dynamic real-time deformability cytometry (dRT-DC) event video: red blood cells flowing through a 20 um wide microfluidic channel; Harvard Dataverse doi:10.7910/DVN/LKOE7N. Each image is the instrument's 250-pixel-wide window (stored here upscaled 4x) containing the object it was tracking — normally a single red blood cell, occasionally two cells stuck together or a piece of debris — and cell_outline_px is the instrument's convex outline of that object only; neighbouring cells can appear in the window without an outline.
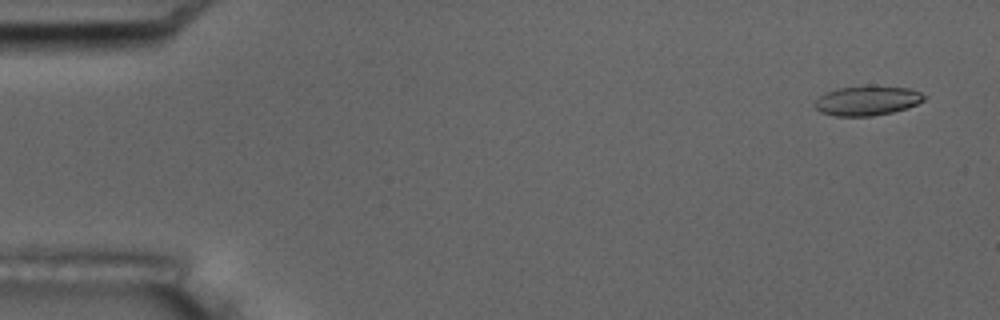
{"species": "common noctule bat (a hibernating species)", "species_latin": "Nyctalus noctula", "temperature_condition": "room temperature", "stored_images_in_passage": 5, "camera_frame_rate_fps": 3000, "um_per_image_px": 0.085, "animal": {"sex": "male", "body_mass_g": 17.5, "forearm_length_mm": 52.3}, "frame": {"image": 1, "passage_image": 1, "time_ms": 0.0, "image_size_px": [1000, 320], "cell_outline_px": [[928, 96], [924, 100], [908, 108], [892, 112], [872, 116], [836, 116], [820, 112], [816, 108], [816, 100], [820, 96], [828, 92], [840, 88], [908, 88], [920, 92]], "centroid_in_image_um": [73.74, 8.6], "position_along_channel_um": 11.3, "area_um2": 18.03}}
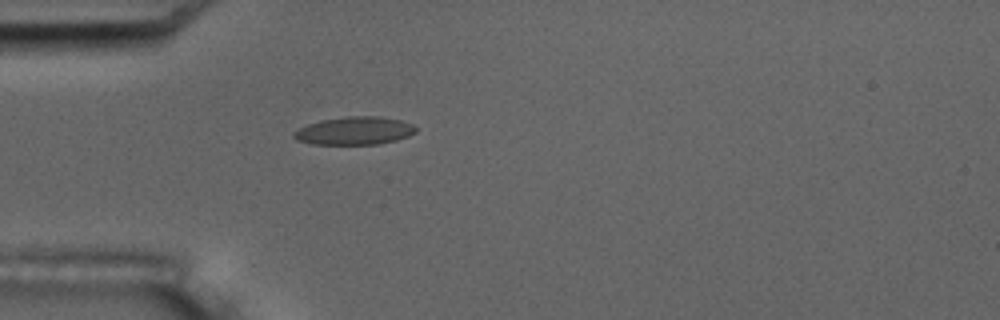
{"frame": {"image": 2, "passage_image": 5, "time_ms": 4.667, "image_size_px": [1000, 320], "cell_outline_px": [[416, 132], [408, 136], [396, 140], [376, 144], [312, 144], [296, 140], [292, 136], [292, 132], [308, 124], [320, 120], [348, 116], [380, 116], [400, 120], [412, 124], [416, 128]], "centroid_in_image_um": [30.11, 11.11], "position_along_channel_um": 54.9, "area_um2": 19.88}}